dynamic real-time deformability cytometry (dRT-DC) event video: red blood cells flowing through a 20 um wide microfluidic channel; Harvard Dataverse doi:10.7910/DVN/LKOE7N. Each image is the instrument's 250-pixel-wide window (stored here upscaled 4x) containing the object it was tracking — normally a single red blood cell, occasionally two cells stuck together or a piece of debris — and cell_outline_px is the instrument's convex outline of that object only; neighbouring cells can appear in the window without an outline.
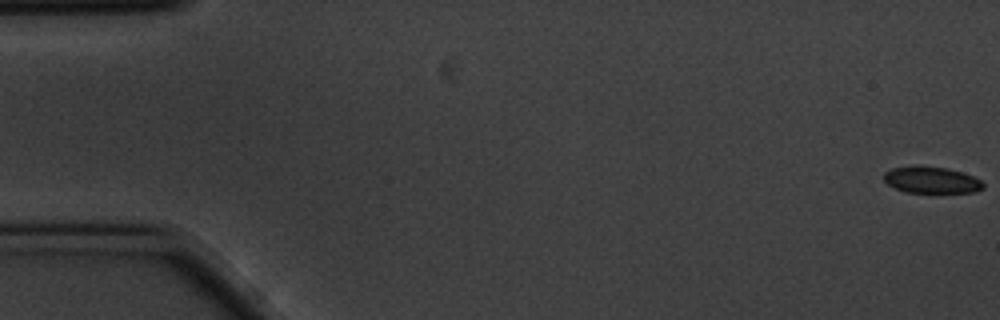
{"species": "common noctule bat (a hibernating species)", "species_latin": "Nyctalus noctula", "temperature_condition": "cold", "stored_images_in_passage": 12, "camera_frame_rate_fps": 3000, "um_per_image_px": 0.085, "animal": {"sex": "male", "body_mass_g": 20.1, "forearm_length_mm": 53.5}, "frame": {"image": 1, "passage_image": 1, "time_ms": 0.0, "image_size_px": [1000, 320], "cell_outline_px": [[984, 188], [976, 192], [904, 192], [888, 184], [884, 180], [884, 172], [892, 168], [916, 164], [948, 168], [972, 176], [980, 180], [984, 184]], "centroid_in_image_um": [79.15, 15.27], "position_along_channel_um": 5.9, "area_um2": 15.49}}